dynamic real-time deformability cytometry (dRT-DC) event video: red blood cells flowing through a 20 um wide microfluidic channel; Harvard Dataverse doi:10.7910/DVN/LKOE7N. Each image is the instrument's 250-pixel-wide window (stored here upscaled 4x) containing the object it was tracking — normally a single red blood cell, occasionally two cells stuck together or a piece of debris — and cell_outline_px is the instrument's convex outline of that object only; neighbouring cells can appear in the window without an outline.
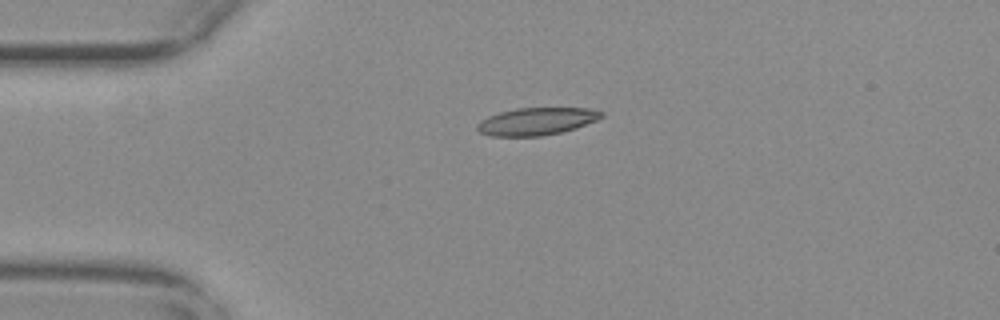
{"species": "common noctule bat (a hibernating species)", "species_latin": "Nyctalus noctula", "temperature_condition": "warm", "stored_images_in_passage": 43, "camera_frame_rate_fps": 3000, "um_per_image_px": 0.085, "animal": {"sex": "female", "body_mass_g": 29.2, "forearm_length_mm": 56.3}, "frame": {"image": 1, "passage_image": 1, "time_ms": 0.0, "image_size_px": [1000, 320], "cell_outline_px": [[604, 116], [596, 120], [576, 128], [560, 132], [540, 136], [488, 136], [480, 132], [476, 128], [476, 124], [480, 120], [488, 116], [500, 112], [516, 108], [588, 108], [604, 112]], "centroid_in_image_um": [45.58, 10.31], "position_along_channel_um": 39.4, "area_um2": 19.88}}
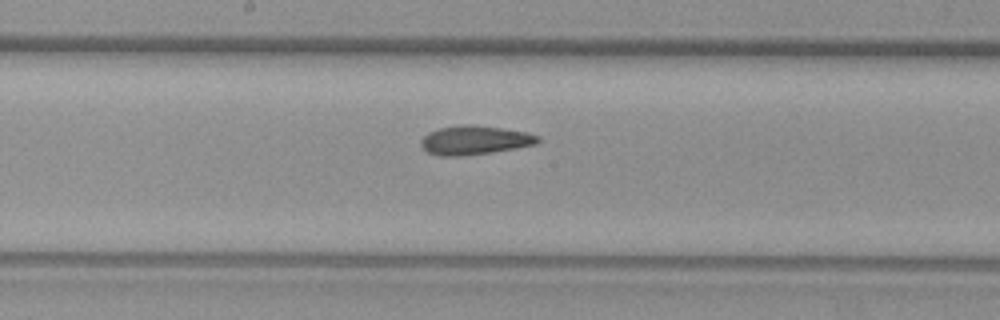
{"frame": {"image": 2, "passage_image": 17, "time_ms": 5.333, "image_size_px": [1000, 320], "cell_outline_px": [[540, 140], [536, 144], [516, 148], [492, 152], [464, 156], [440, 156], [428, 152], [420, 148], [420, 140], [428, 132], [440, 128], [460, 124], [472, 124], [528, 132], [540, 136]], "centroid_in_image_um": [40.32, 11.91], "position_along_channel_um": 207.9, "area_um2": 19.94}}
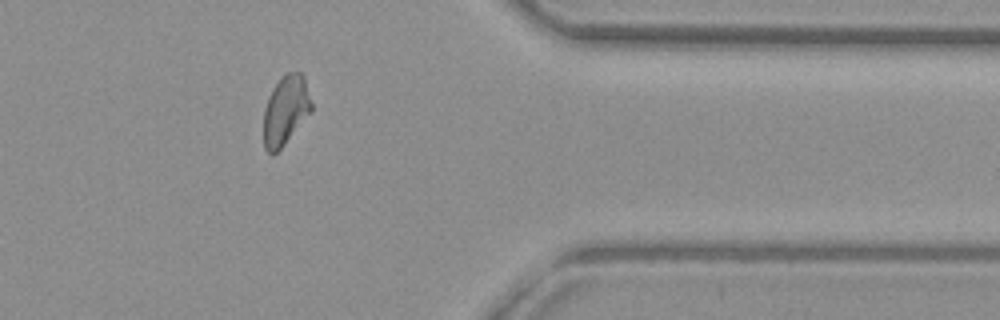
{"frame": {"image": 3, "passage_image": 33, "time_ms": 10.667, "image_size_px": [1000, 320], "cell_outline_px": [[312, 112], [280, 148], [272, 156], [264, 148], [264, 108], [268, 96], [272, 88], [288, 72], [300, 72], [304, 76], [312, 104]], "centroid_in_image_um": [24.28, 9.38], "position_along_channel_um": 387.1, "area_um2": 19.19}, "authors_computed_cell_mechanics": {"area_um2": 19.5364, "velocity_mm_per_s": 3.7185, "shape_relaxation_time_tau1_ms": 7.3187, "shape_relaxation_time_tau2_ms": 2.7992, "deformation_change_tau1": 0.1947, "deformation_change_tau2": 0.097}}